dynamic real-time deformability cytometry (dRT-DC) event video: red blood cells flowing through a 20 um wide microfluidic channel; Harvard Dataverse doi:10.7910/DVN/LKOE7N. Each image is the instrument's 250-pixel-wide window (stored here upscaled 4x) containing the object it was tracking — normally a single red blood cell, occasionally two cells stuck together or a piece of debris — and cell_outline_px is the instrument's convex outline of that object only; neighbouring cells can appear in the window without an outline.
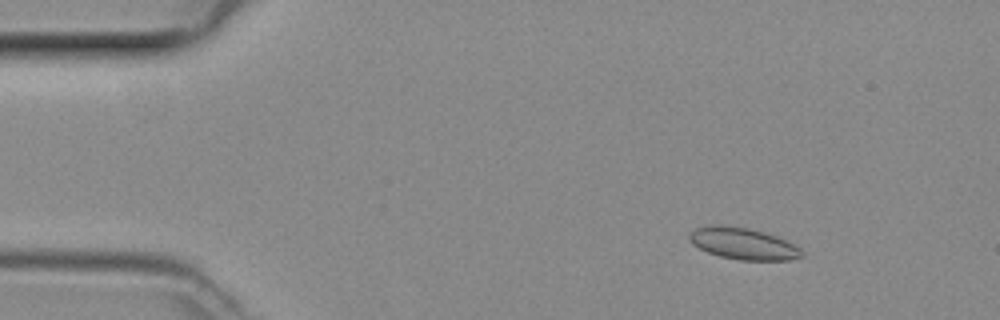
{"species": "common noctule bat (a hibernating species)", "species_latin": "Nyctalus noctula", "temperature_condition": "room temperature", "stored_images_in_passage": 43, "camera_frame_rate_fps": 3000, "um_per_image_px": 0.085, "animal": {"sex": "female", "body_mass_g": 29.2, "forearm_length_mm": 56.3}, "frame": {"image": 1, "passage_image": 1, "time_ms": 0.0, "image_size_px": [1000, 320], "cell_outline_px": [[804, 256], [788, 260], [740, 260], [720, 256], [708, 252], [692, 244], [688, 240], [688, 236], [696, 228], [712, 224], [720, 224], [748, 228], [764, 232], [776, 236], [800, 248], [804, 252]], "centroid_in_image_um": [63.15, 20.7], "position_along_channel_um": 21.8, "area_um2": 20.69}}
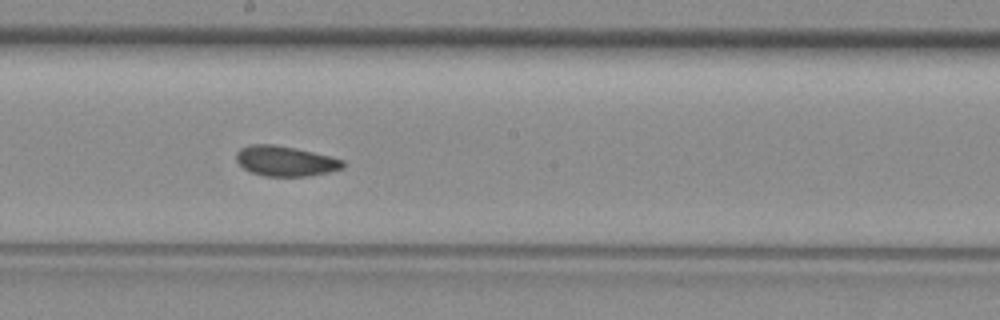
{"frame": {"image": 2, "passage_image": 21, "time_ms": 6.667, "image_size_px": [1000, 320], "cell_outline_px": [[344, 168], [328, 172], [308, 176], [264, 176], [252, 172], [244, 168], [236, 160], [236, 152], [240, 148], [252, 144], [272, 144], [296, 148], [344, 160]], "centroid_in_image_um": [24.24, 13.69], "position_along_channel_um": 224.0, "area_um2": 18.61}}
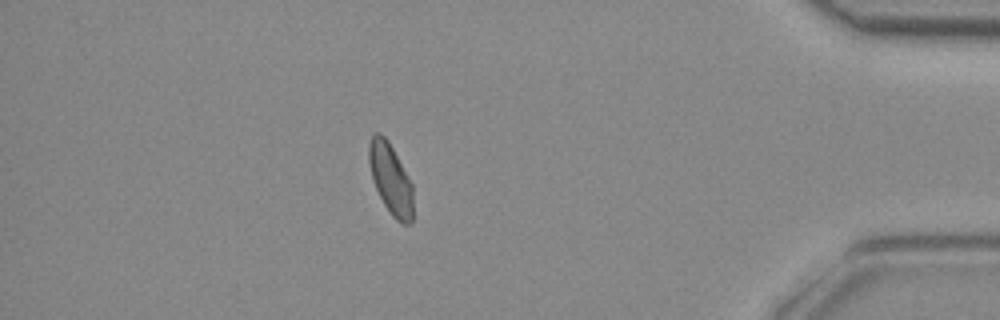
{"frame": {"image": 3, "passage_image": 37, "time_ms": 12.0, "image_size_px": [1000, 320], "cell_outline_px": [[412, 220], [408, 224], [400, 224], [392, 216], [384, 204], [372, 180], [368, 160], [368, 144], [372, 136], [376, 132], [380, 132], [388, 140], [412, 184]], "centroid_in_image_um": [33.18, 15.2], "position_along_channel_um": 402.0, "area_um2": 18.09}}